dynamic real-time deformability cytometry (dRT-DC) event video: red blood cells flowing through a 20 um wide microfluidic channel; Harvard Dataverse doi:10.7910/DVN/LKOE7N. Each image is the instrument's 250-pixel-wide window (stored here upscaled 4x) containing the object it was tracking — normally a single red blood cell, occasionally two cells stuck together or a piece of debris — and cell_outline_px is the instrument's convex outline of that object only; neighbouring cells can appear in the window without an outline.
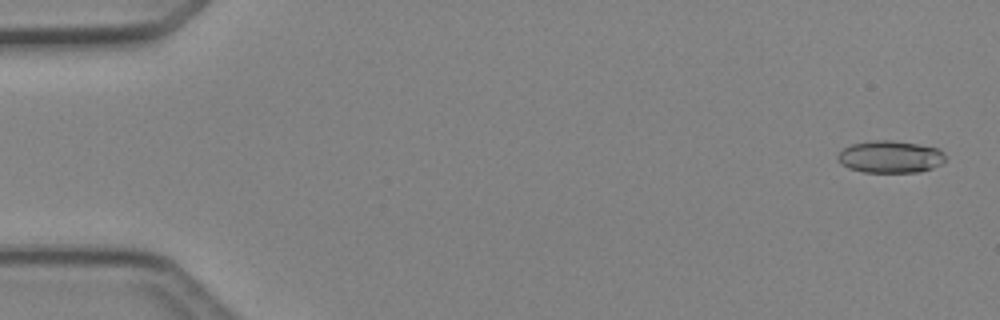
{"species": "Egyptian fruit bat (a non-hibernating species)", "species_latin": "Rousettus aegyptiacus", "temperature_condition": "cold", "stored_images_in_passage": 48, "camera_frame_rate_fps": 3000, "um_per_image_px": 0.085, "animal": {"sex": "female"}, "frame": {"image": 1, "passage_image": 2, "time_ms": 0.333, "image_size_px": [1000, 320], "cell_outline_px": [[944, 160], [940, 164], [932, 168], [920, 172], [864, 172], [848, 168], [840, 164], [836, 160], [836, 156], [844, 148], [852, 144], [872, 140], [892, 140], [916, 144], [936, 148], [944, 152]], "centroid_in_image_um": [75.62, 13.33], "position_along_channel_um": 9.4, "area_um2": 20.17}}
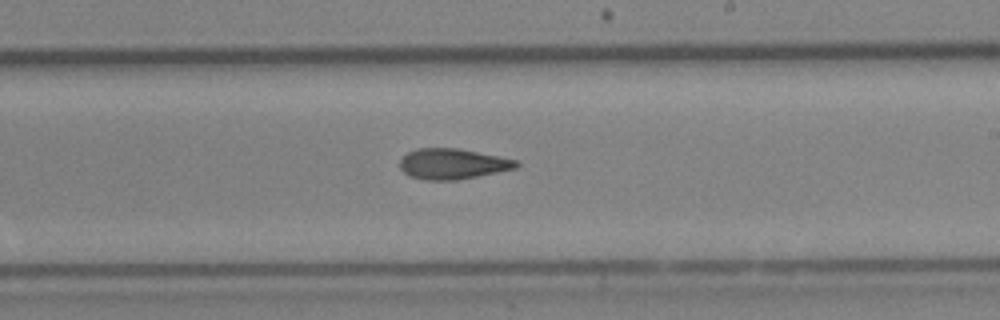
{"frame": {"image": 2, "passage_image": 29, "time_ms": 9.333, "image_size_px": [1000, 320], "cell_outline_px": [[520, 164], [516, 168], [456, 180], [424, 180], [408, 176], [400, 168], [400, 160], [408, 152], [416, 148], [456, 148], [516, 160]], "centroid_in_image_um": [38.41, 13.93], "position_along_channel_um": 250.6, "area_um2": 20.46}}
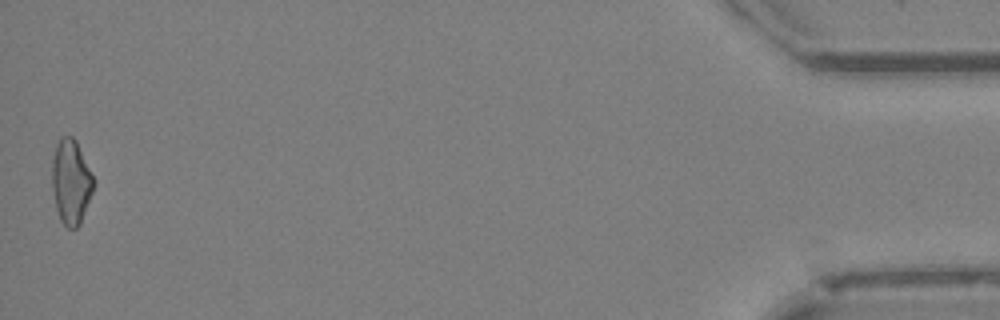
{"frame": {"image": 3, "passage_image": 48, "time_ms": 15.667, "image_size_px": [1000, 320], "cell_outline_px": [[96, 180], [92, 192], [80, 224], [76, 228], [68, 228], [60, 220], [56, 208], [52, 188], [52, 160], [56, 144], [60, 136], [72, 136], [76, 140]], "centroid_in_image_um": [6.04, 15.43], "position_along_channel_um": 429.2, "area_um2": 20.63}, "authors_computed_cell_mechanics": {"area_um2": 20.2878, "velocity_mm_per_s": 4.2743, "shape_relaxation_time_tau1_ms": null, "shape_relaxation_time_tau2_ms": 7.2241, "deformation_change_tau1": null, "deformation_change_tau2": 0.1761}}